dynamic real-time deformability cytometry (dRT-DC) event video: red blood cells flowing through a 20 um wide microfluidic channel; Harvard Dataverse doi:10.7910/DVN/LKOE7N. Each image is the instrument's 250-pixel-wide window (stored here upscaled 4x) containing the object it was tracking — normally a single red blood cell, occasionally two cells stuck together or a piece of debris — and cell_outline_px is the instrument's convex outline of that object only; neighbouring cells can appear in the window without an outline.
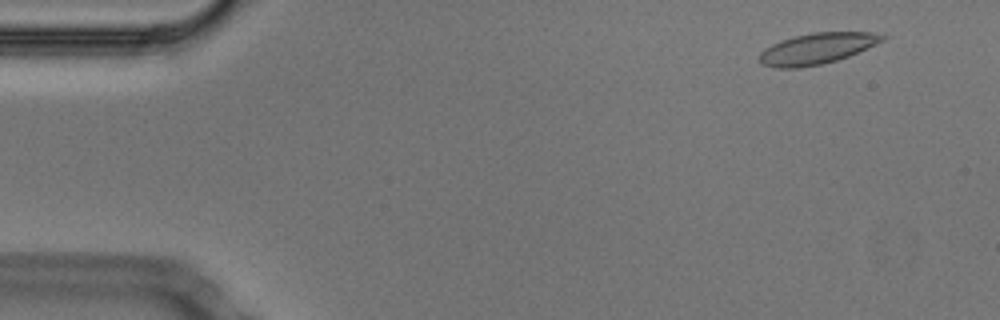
{"species": "Egyptian fruit bat (a non-hibernating species)", "species_latin": "Rousettus aegyptiacus", "temperature_condition": "cold", "stored_images_in_passage": 53, "camera_frame_rate_fps": 3000, "um_per_image_px": 0.085, "animal": {"sex": "male"}, "frame": {"image": 1, "passage_image": 4, "time_ms": 1.0, "image_size_px": [1000, 320], "cell_outline_px": [[888, 36], [884, 40], [876, 44], [848, 56], [836, 60], [820, 64], [800, 68], [776, 68], [764, 64], [760, 60], [760, 52], [764, 48], [780, 40], [812, 32], [876, 32]], "centroid_in_image_um": [69.46, 4.11], "position_along_channel_um": 15.5, "area_um2": 22.08}}
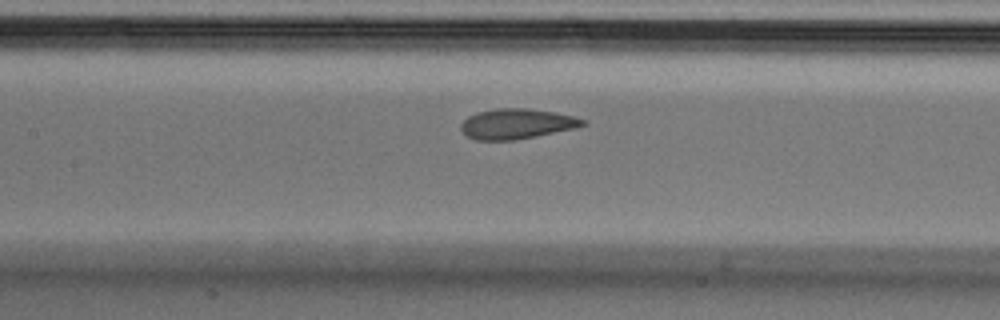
{"frame": {"image": 2, "passage_image": 24, "time_ms": 7.667, "image_size_px": [1000, 320], "cell_outline_px": [[588, 124], [576, 128], [516, 140], [476, 140], [464, 136], [460, 128], [460, 124], [468, 116], [476, 112], [496, 108], [528, 108], [556, 112], [572, 116], [584, 120]], "centroid_in_image_um": [43.88, 10.52], "position_along_channel_um": 163.5, "area_um2": 21.68}}
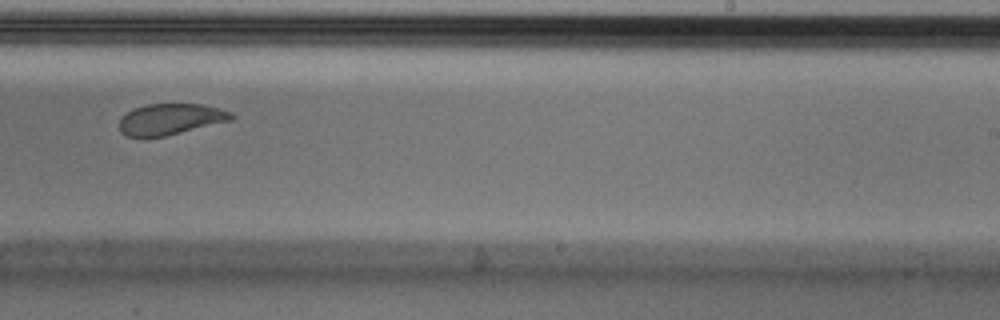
{"frame": {"image": 3, "passage_image": 33, "time_ms": 10.667, "image_size_px": [1000, 320], "cell_outline_px": [[236, 116], [232, 120], [164, 136], [128, 136], [120, 132], [120, 116], [132, 108], [148, 104], [204, 104], [220, 108], [232, 112]], "centroid_in_image_um": [14.5, 10.11], "position_along_channel_um": 274.5, "area_um2": 20.29}, "authors_computed_cell_mechanics": {"area_um2": 22.3686, "velocity_mm_per_s": 3.7176, "shape_relaxation_time_tau1_ms": 3.9542, "shape_relaxation_time_tau2_ms": 1.1048, "deformation_change_tau1": 0.1214, "deformation_change_tau2": 0.0653}}